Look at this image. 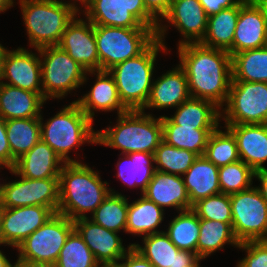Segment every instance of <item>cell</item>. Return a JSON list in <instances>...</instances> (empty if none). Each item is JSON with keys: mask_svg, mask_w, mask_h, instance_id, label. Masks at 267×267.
I'll list each match as a JSON object with an SVG mask.
<instances>
[{"mask_svg": "<svg viewBox=\"0 0 267 267\" xmlns=\"http://www.w3.org/2000/svg\"><path fill=\"white\" fill-rule=\"evenodd\" d=\"M177 49L179 65L186 73L190 96L210 101L222 109L228 100L232 82L229 52L201 43H187Z\"/></svg>", "mask_w": 267, "mask_h": 267, "instance_id": "1", "label": "cell"}, {"mask_svg": "<svg viewBox=\"0 0 267 267\" xmlns=\"http://www.w3.org/2000/svg\"><path fill=\"white\" fill-rule=\"evenodd\" d=\"M108 185L86 163H65L59 174L57 213L73 221L87 217L85 213H93L111 193Z\"/></svg>", "mask_w": 267, "mask_h": 267, "instance_id": "2", "label": "cell"}, {"mask_svg": "<svg viewBox=\"0 0 267 267\" xmlns=\"http://www.w3.org/2000/svg\"><path fill=\"white\" fill-rule=\"evenodd\" d=\"M117 118L114 126L96 131V144L120 149V156L135 152L154 154L163 140L161 116L155 118L141 110H129Z\"/></svg>", "mask_w": 267, "mask_h": 267, "instance_id": "3", "label": "cell"}, {"mask_svg": "<svg viewBox=\"0 0 267 267\" xmlns=\"http://www.w3.org/2000/svg\"><path fill=\"white\" fill-rule=\"evenodd\" d=\"M18 1L29 45L34 49L58 46L67 25L82 11L78 4L64 0Z\"/></svg>", "mask_w": 267, "mask_h": 267, "instance_id": "4", "label": "cell"}, {"mask_svg": "<svg viewBox=\"0 0 267 267\" xmlns=\"http://www.w3.org/2000/svg\"><path fill=\"white\" fill-rule=\"evenodd\" d=\"M40 116L41 140L47 143L64 163H80L71 159L68 154L72 149L85 143L96 144V132L93 122L81 110L76 101L65 105L56 115L50 117L46 123Z\"/></svg>", "mask_w": 267, "mask_h": 267, "instance_id": "5", "label": "cell"}, {"mask_svg": "<svg viewBox=\"0 0 267 267\" xmlns=\"http://www.w3.org/2000/svg\"><path fill=\"white\" fill-rule=\"evenodd\" d=\"M159 51L165 53L168 49L156 38L141 54L108 70L114 78L122 104L128 110H142L147 103Z\"/></svg>", "mask_w": 267, "mask_h": 267, "instance_id": "6", "label": "cell"}, {"mask_svg": "<svg viewBox=\"0 0 267 267\" xmlns=\"http://www.w3.org/2000/svg\"><path fill=\"white\" fill-rule=\"evenodd\" d=\"M99 70L108 71L141 54L155 39L151 28H119L94 25Z\"/></svg>", "mask_w": 267, "mask_h": 267, "instance_id": "7", "label": "cell"}, {"mask_svg": "<svg viewBox=\"0 0 267 267\" xmlns=\"http://www.w3.org/2000/svg\"><path fill=\"white\" fill-rule=\"evenodd\" d=\"M43 98L61 99L87 82V71L59 46L39 49Z\"/></svg>", "mask_w": 267, "mask_h": 267, "instance_id": "8", "label": "cell"}, {"mask_svg": "<svg viewBox=\"0 0 267 267\" xmlns=\"http://www.w3.org/2000/svg\"><path fill=\"white\" fill-rule=\"evenodd\" d=\"M81 8L93 25L119 28H151L159 21L146 9L143 0H85Z\"/></svg>", "mask_w": 267, "mask_h": 267, "instance_id": "9", "label": "cell"}, {"mask_svg": "<svg viewBox=\"0 0 267 267\" xmlns=\"http://www.w3.org/2000/svg\"><path fill=\"white\" fill-rule=\"evenodd\" d=\"M73 230V220L55 213L16 247L19 251L17 260L54 265Z\"/></svg>", "mask_w": 267, "mask_h": 267, "instance_id": "10", "label": "cell"}, {"mask_svg": "<svg viewBox=\"0 0 267 267\" xmlns=\"http://www.w3.org/2000/svg\"><path fill=\"white\" fill-rule=\"evenodd\" d=\"M224 106L225 125L267 124V83L232 80Z\"/></svg>", "mask_w": 267, "mask_h": 267, "instance_id": "11", "label": "cell"}, {"mask_svg": "<svg viewBox=\"0 0 267 267\" xmlns=\"http://www.w3.org/2000/svg\"><path fill=\"white\" fill-rule=\"evenodd\" d=\"M232 228L239 243L267 238V201L257 187L230 195Z\"/></svg>", "mask_w": 267, "mask_h": 267, "instance_id": "12", "label": "cell"}, {"mask_svg": "<svg viewBox=\"0 0 267 267\" xmlns=\"http://www.w3.org/2000/svg\"><path fill=\"white\" fill-rule=\"evenodd\" d=\"M10 173L20 179L1 183L2 208L45 206L56 213L59 205V178L29 179L20 176L14 169Z\"/></svg>", "mask_w": 267, "mask_h": 267, "instance_id": "13", "label": "cell"}, {"mask_svg": "<svg viewBox=\"0 0 267 267\" xmlns=\"http://www.w3.org/2000/svg\"><path fill=\"white\" fill-rule=\"evenodd\" d=\"M177 28L183 36L178 46L187 43H200L207 31L208 16L199 0H171L168 12L159 21L156 38L165 46V34L169 25Z\"/></svg>", "mask_w": 267, "mask_h": 267, "instance_id": "14", "label": "cell"}, {"mask_svg": "<svg viewBox=\"0 0 267 267\" xmlns=\"http://www.w3.org/2000/svg\"><path fill=\"white\" fill-rule=\"evenodd\" d=\"M36 50L38 54L23 47L13 51L7 49L2 60L0 83L36 92L43 97L41 62L39 49Z\"/></svg>", "mask_w": 267, "mask_h": 267, "instance_id": "15", "label": "cell"}, {"mask_svg": "<svg viewBox=\"0 0 267 267\" xmlns=\"http://www.w3.org/2000/svg\"><path fill=\"white\" fill-rule=\"evenodd\" d=\"M73 222L74 229L87 244L101 267H115L132 246L130 243L125 248L118 232L108 230L88 217L79 218Z\"/></svg>", "mask_w": 267, "mask_h": 267, "instance_id": "16", "label": "cell"}, {"mask_svg": "<svg viewBox=\"0 0 267 267\" xmlns=\"http://www.w3.org/2000/svg\"><path fill=\"white\" fill-rule=\"evenodd\" d=\"M56 212L45 206L2 208V244L17 247Z\"/></svg>", "mask_w": 267, "mask_h": 267, "instance_id": "17", "label": "cell"}, {"mask_svg": "<svg viewBox=\"0 0 267 267\" xmlns=\"http://www.w3.org/2000/svg\"><path fill=\"white\" fill-rule=\"evenodd\" d=\"M67 25L59 47L68 53L86 71L99 70V57L94 25L85 18H76Z\"/></svg>", "mask_w": 267, "mask_h": 267, "instance_id": "18", "label": "cell"}, {"mask_svg": "<svg viewBox=\"0 0 267 267\" xmlns=\"http://www.w3.org/2000/svg\"><path fill=\"white\" fill-rule=\"evenodd\" d=\"M143 246L132 243L154 267H201L202 261L198 255L191 251L179 250L162 231L142 237Z\"/></svg>", "mask_w": 267, "mask_h": 267, "instance_id": "19", "label": "cell"}, {"mask_svg": "<svg viewBox=\"0 0 267 267\" xmlns=\"http://www.w3.org/2000/svg\"><path fill=\"white\" fill-rule=\"evenodd\" d=\"M267 46V22L262 10L253 0H248L241 8L232 47L228 50L232 56L244 50Z\"/></svg>", "mask_w": 267, "mask_h": 267, "instance_id": "20", "label": "cell"}, {"mask_svg": "<svg viewBox=\"0 0 267 267\" xmlns=\"http://www.w3.org/2000/svg\"><path fill=\"white\" fill-rule=\"evenodd\" d=\"M87 74H90V76L94 74L96 76V81L88 93L75 101L92 122L94 120L95 111L111 112L117 110V115L125 114L129 111L122 104L116 83L109 71H87Z\"/></svg>", "mask_w": 267, "mask_h": 267, "instance_id": "21", "label": "cell"}, {"mask_svg": "<svg viewBox=\"0 0 267 267\" xmlns=\"http://www.w3.org/2000/svg\"><path fill=\"white\" fill-rule=\"evenodd\" d=\"M190 97L186 73L178 64L157 79L153 78L148 101L141 111L177 108Z\"/></svg>", "mask_w": 267, "mask_h": 267, "instance_id": "22", "label": "cell"}, {"mask_svg": "<svg viewBox=\"0 0 267 267\" xmlns=\"http://www.w3.org/2000/svg\"><path fill=\"white\" fill-rule=\"evenodd\" d=\"M235 137L240 160L255 172L267 162V124L224 125Z\"/></svg>", "mask_w": 267, "mask_h": 267, "instance_id": "23", "label": "cell"}, {"mask_svg": "<svg viewBox=\"0 0 267 267\" xmlns=\"http://www.w3.org/2000/svg\"><path fill=\"white\" fill-rule=\"evenodd\" d=\"M148 200L162 209L171 207L177 211L192 209L182 176L155 171L147 189L143 192Z\"/></svg>", "mask_w": 267, "mask_h": 267, "instance_id": "24", "label": "cell"}, {"mask_svg": "<svg viewBox=\"0 0 267 267\" xmlns=\"http://www.w3.org/2000/svg\"><path fill=\"white\" fill-rule=\"evenodd\" d=\"M65 163L56 152L40 140L31 150L16 160L14 170L29 179L59 178Z\"/></svg>", "mask_w": 267, "mask_h": 267, "instance_id": "25", "label": "cell"}, {"mask_svg": "<svg viewBox=\"0 0 267 267\" xmlns=\"http://www.w3.org/2000/svg\"><path fill=\"white\" fill-rule=\"evenodd\" d=\"M44 103L39 93L0 83V116L5 120L40 118Z\"/></svg>", "mask_w": 267, "mask_h": 267, "instance_id": "26", "label": "cell"}, {"mask_svg": "<svg viewBox=\"0 0 267 267\" xmlns=\"http://www.w3.org/2000/svg\"><path fill=\"white\" fill-rule=\"evenodd\" d=\"M219 167L205 156H198L182 176L191 205L209 196L221 193Z\"/></svg>", "mask_w": 267, "mask_h": 267, "instance_id": "27", "label": "cell"}, {"mask_svg": "<svg viewBox=\"0 0 267 267\" xmlns=\"http://www.w3.org/2000/svg\"><path fill=\"white\" fill-rule=\"evenodd\" d=\"M168 117L174 124L194 129H217L221 119V109L214 103L190 97Z\"/></svg>", "mask_w": 267, "mask_h": 267, "instance_id": "28", "label": "cell"}, {"mask_svg": "<svg viewBox=\"0 0 267 267\" xmlns=\"http://www.w3.org/2000/svg\"><path fill=\"white\" fill-rule=\"evenodd\" d=\"M247 1L241 0L236 6L224 8L209 16L206 34L200 43L207 47L228 51L233 44L240 8Z\"/></svg>", "mask_w": 267, "mask_h": 267, "instance_id": "29", "label": "cell"}, {"mask_svg": "<svg viewBox=\"0 0 267 267\" xmlns=\"http://www.w3.org/2000/svg\"><path fill=\"white\" fill-rule=\"evenodd\" d=\"M117 162V178L121 179L128 187H139L141 194L147 189L156 169L154 154L135 152L122 154Z\"/></svg>", "mask_w": 267, "mask_h": 267, "instance_id": "30", "label": "cell"}, {"mask_svg": "<svg viewBox=\"0 0 267 267\" xmlns=\"http://www.w3.org/2000/svg\"><path fill=\"white\" fill-rule=\"evenodd\" d=\"M164 210L143 195L132 203L128 202L126 233L146 236L162 232L157 228L164 221Z\"/></svg>", "mask_w": 267, "mask_h": 267, "instance_id": "31", "label": "cell"}, {"mask_svg": "<svg viewBox=\"0 0 267 267\" xmlns=\"http://www.w3.org/2000/svg\"><path fill=\"white\" fill-rule=\"evenodd\" d=\"M163 141L178 149L190 150L203 156L211 133L216 129H194L174 124L168 116L160 115Z\"/></svg>", "mask_w": 267, "mask_h": 267, "instance_id": "32", "label": "cell"}, {"mask_svg": "<svg viewBox=\"0 0 267 267\" xmlns=\"http://www.w3.org/2000/svg\"><path fill=\"white\" fill-rule=\"evenodd\" d=\"M6 133L12 154V169L16 160L41 140L40 118L6 120Z\"/></svg>", "mask_w": 267, "mask_h": 267, "instance_id": "33", "label": "cell"}, {"mask_svg": "<svg viewBox=\"0 0 267 267\" xmlns=\"http://www.w3.org/2000/svg\"><path fill=\"white\" fill-rule=\"evenodd\" d=\"M225 244L238 248L239 241L234 235L232 223L200 219L199 239L197 242V255L202 260L217 250L224 248Z\"/></svg>", "mask_w": 267, "mask_h": 267, "instance_id": "34", "label": "cell"}, {"mask_svg": "<svg viewBox=\"0 0 267 267\" xmlns=\"http://www.w3.org/2000/svg\"><path fill=\"white\" fill-rule=\"evenodd\" d=\"M232 80L267 83V46L231 56Z\"/></svg>", "mask_w": 267, "mask_h": 267, "instance_id": "35", "label": "cell"}, {"mask_svg": "<svg viewBox=\"0 0 267 267\" xmlns=\"http://www.w3.org/2000/svg\"><path fill=\"white\" fill-rule=\"evenodd\" d=\"M110 189V194L91 214L90 220L102 227L120 233L126 232L128 199L125 195Z\"/></svg>", "mask_w": 267, "mask_h": 267, "instance_id": "36", "label": "cell"}, {"mask_svg": "<svg viewBox=\"0 0 267 267\" xmlns=\"http://www.w3.org/2000/svg\"><path fill=\"white\" fill-rule=\"evenodd\" d=\"M177 213L178 215L169 221L167 231L164 232L179 250L197 254L200 219L192 209Z\"/></svg>", "mask_w": 267, "mask_h": 267, "instance_id": "37", "label": "cell"}, {"mask_svg": "<svg viewBox=\"0 0 267 267\" xmlns=\"http://www.w3.org/2000/svg\"><path fill=\"white\" fill-rule=\"evenodd\" d=\"M197 157L198 155L190 150L178 149L162 140L154 152L155 169L183 176Z\"/></svg>", "mask_w": 267, "mask_h": 267, "instance_id": "38", "label": "cell"}, {"mask_svg": "<svg viewBox=\"0 0 267 267\" xmlns=\"http://www.w3.org/2000/svg\"><path fill=\"white\" fill-rule=\"evenodd\" d=\"M219 128L211 133L203 155L217 167L240 160L234 135L226 127L224 132Z\"/></svg>", "mask_w": 267, "mask_h": 267, "instance_id": "39", "label": "cell"}, {"mask_svg": "<svg viewBox=\"0 0 267 267\" xmlns=\"http://www.w3.org/2000/svg\"><path fill=\"white\" fill-rule=\"evenodd\" d=\"M54 267H101L82 237L74 229L67 237Z\"/></svg>", "mask_w": 267, "mask_h": 267, "instance_id": "40", "label": "cell"}, {"mask_svg": "<svg viewBox=\"0 0 267 267\" xmlns=\"http://www.w3.org/2000/svg\"><path fill=\"white\" fill-rule=\"evenodd\" d=\"M221 193L231 195L252 187L255 171L242 160L219 167Z\"/></svg>", "mask_w": 267, "mask_h": 267, "instance_id": "41", "label": "cell"}, {"mask_svg": "<svg viewBox=\"0 0 267 267\" xmlns=\"http://www.w3.org/2000/svg\"><path fill=\"white\" fill-rule=\"evenodd\" d=\"M199 219L232 223L230 195L219 193L199 200L192 207Z\"/></svg>", "mask_w": 267, "mask_h": 267, "instance_id": "42", "label": "cell"}, {"mask_svg": "<svg viewBox=\"0 0 267 267\" xmlns=\"http://www.w3.org/2000/svg\"><path fill=\"white\" fill-rule=\"evenodd\" d=\"M238 249L246 256L238 261L236 267H267V243L265 240L240 243Z\"/></svg>", "mask_w": 267, "mask_h": 267, "instance_id": "43", "label": "cell"}, {"mask_svg": "<svg viewBox=\"0 0 267 267\" xmlns=\"http://www.w3.org/2000/svg\"><path fill=\"white\" fill-rule=\"evenodd\" d=\"M0 167L12 169V154L6 133V120L0 116Z\"/></svg>", "mask_w": 267, "mask_h": 267, "instance_id": "44", "label": "cell"}, {"mask_svg": "<svg viewBox=\"0 0 267 267\" xmlns=\"http://www.w3.org/2000/svg\"><path fill=\"white\" fill-rule=\"evenodd\" d=\"M115 267H154V265L132 245Z\"/></svg>", "mask_w": 267, "mask_h": 267, "instance_id": "45", "label": "cell"}, {"mask_svg": "<svg viewBox=\"0 0 267 267\" xmlns=\"http://www.w3.org/2000/svg\"><path fill=\"white\" fill-rule=\"evenodd\" d=\"M240 1L241 0H199L208 17L222 11L224 8L236 6Z\"/></svg>", "mask_w": 267, "mask_h": 267, "instance_id": "46", "label": "cell"}, {"mask_svg": "<svg viewBox=\"0 0 267 267\" xmlns=\"http://www.w3.org/2000/svg\"><path fill=\"white\" fill-rule=\"evenodd\" d=\"M143 2L146 9L160 21L168 12L171 0H143Z\"/></svg>", "mask_w": 267, "mask_h": 267, "instance_id": "47", "label": "cell"}, {"mask_svg": "<svg viewBox=\"0 0 267 267\" xmlns=\"http://www.w3.org/2000/svg\"><path fill=\"white\" fill-rule=\"evenodd\" d=\"M255 178H257L261 185L257 188L262 194V197L267 201V168L257 170L255 172Z\"/></svg>", "mask_w": 267, "mask_h": 267, "instance_id": "48", "label": "cell"}, {"mask_svg": "<svg viewBox=\"0 0 267 267\" xmlns=\"http://www.w3.org/2000/svg\"><path fill=\"white\" fill-rule=\"evenodd\" d=\"M14 267H54V265L40 264V263H30V262H24V261L17 260L14 263Z\"/></svg>", "mask_w": 267, "mask_h": 267, "instance_id": "49", "label": "cell"}, {"mask_svg": "<svg viewBox=\"0 0 267 267\" xmlns=\"http://www.w3.org/2000/svg\"><path fill=\"white\" fill-rule=\"evenodd\" d=\"M9 246L5 244H0V246ZM10 259L6 257V255L0 250V267H14V263L12 265L11 262H9Z\"/></svg>", "mask_w": 267, "mask_h": 267, "instance_id": "50", "label": "cell"}, {"mask_svg": "<svg viewBox=\"0 0 267 267\" xmlns=\"http://www.w3.org/2000/svg\"><path fill=\"white\" fill-rule=\"evenodd\" d=\"M15 0H0V13L7 11V9L13 7Z\"/></svg>", "mask_w": 267, "mask_h": 267, "instance_id": "51", "label": "cell"}, {"mask_svg": "<svg viewBox=\"0 0 267 267\" xmlns=\"http://www.w3.org/2000/svg\"><path fill=\"white\" fill-rule=\"evenodd\" d=\"M256 5L262 10L264 18L267 22V0H253Z\"/></svg>", "mask_w": 267, "mask_h": 267, "instance_id": "52", "label": "cell"}, {"mask_svg": "<svg viewBox=\"0 0 267 267\" xmlns=\"http://www.w3.org/2000/svg\"><path fill=\"white\" fill-rule=\"evenodd\" d=\"M6 50L7 48L3 47V45L0 44V79H1V74H2V60H3V56Z\"/></svg>", "mask_w": 267, "mask_h": 267, "instance_id": "53", "label": "cell"}, {"mask_svg": "<svg viewBox=\"0 0 267 267\" xmlns=\"http://www.w3.org/2000/svg\"><path fill=\"white\" fill-rule=\"evenodd\" d=\"M1 222H2V207L0 204V244H2V229H1Z\"/></svg>", "mask_w": 267, "mask_h": 267, "instance_id": "54", "label": "cell"}, {"mask_svg": "<svg viewBox=\"0 0 267 267\" xmlns=\"http://www.w3.org/2000/svg\"><path fill=\"white\" fill-rule=\"evenodd\" d=\"M72 1H74V3H76V4H77L78 1H79V2L81 3V5H82V4L84 3L85 0H72ZM76 1H77V2H76Z\"/></svg>", "mask_w": 267, "mask_h": 267, "instance_id": "55", "label": "cell"}, {"mask_svg": "<svg viewBox=\"0 0 267 267\" xmlns=\"http://www.w3.org/2000/svg\"><path fill=\"white\" fill-rule=\"evenodd\" d=\"M0 200H1V184H0Z\"/></svg>", "mask_w": 267, "mask_h": 267, "instance_id": "56", "label": "cell"}]
</instances>
